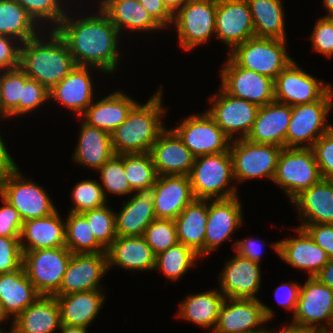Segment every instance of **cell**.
<instances>
[{"label":"cell","instance_id":"40","mask_svg":"<svg viewBox=\"0 0 333 333\" xmlns=\"http://www.w3.org/2000/svg\"><path fill=\"white\" fill-rule=\"evenodd\" d=\"M42 31L16 0H0V35L18 40L22 44Z\"/></svg>","mask_w":333,"mask_h":333},{"label":"cell","instance_id":"14","mask_svg":"<svg viewBox=\"0 0 333 333\" xmlns=\"http://www.w3.org/2000/svg\"><path fill=\"white\" fill-rule=\"evenodd\" d=\"M211 106L206 112L231 139H244L250 133L259 106L247 100L229 95L221 86L209 97Z\"/></svg>","mask_w":333,"mask_h":333},{"label":"cell","instance_id":"3","mask_svg":"<svg viewBox=\"0 0 333 333\" xmlns=\"http://www.w3.org/2000/svg\"><path fill=\"white\" fill-rule=\"evenodd\" d=\"M163 86L144 103L138 102L127 119L112 133L115 155L149 153L158 136L167 128L163 122L168 108L164 106Z\"/></svg>","mask_w":333,"mask_h":333},{"label":"cell","instance_id":"26","mask_svg":"<svg viewBox=\"0 0 333 333\" xmlns=\"http://www.w3.org/2000/svg\"><path fill=\"white\" fill-rule=\"evenodd\" d=\"M95 2L97 3L94 4H98L99 9L115 25L121 36L130 32L156 33L164 30L138 0H96Z\"/></svg>","mask_w":333,"mask_h":333},{"label":"cell","instance_id":"39","mask_svg":"<svg viewBox=\"0 0 333 333\" xmlns=\"http://www.w3.org/2000/svg\"><path fill=\"white\" fill-rule=\"evenodd\" d=\"M256 37L287 40L283 0H247Z\"/></svg>","mask_w":333,"mask_h":333},{"label":"cell","instance_id":"8","mask_svg":"<svg viewBox=\"0 0 333 333\" xmlns=\"http://www.w3.org/2000/svg\"><path fill=\"white\" fill-rule=\"evenodd\" d=\"M20 169L17 167L0 180V195L18 210L23 222L56 212L58 208L47 190Z\"/></svg>","mask_w":333,"mask_h":333},{"label":"cell","instance_id":"47","mask_svg":"<svg viewBox=\"0 0 333 333\" xmlns=\"http://www.w3.org/2000/svg\"><path fill=\"white\" fill-rule=\"evenodd\" d=\"M73 206L69 212L83 213L100 208L110 201L105 198L99 180L84 179L75 184L71 191Z\"/></svg>","mask_w":333,"mask_h":333},{"label":"cell","instance_id":"10","mask_svg":"<svg viewBox=\"0 0 333 333\" xmlns=\"http://www.w3.org/2000/svg\"><path fill=\"white\" fill-rule=\"evenodd\" d=\"M216 10L217 0H191L173 15L171 27L182 50L189 52L210 42L215 36Z\"/></svg>","mask_w":333,"mask_h":333},{"label":"cell","instance_id":"59","mask_svg":"<svg viewBox=\"0 0 333 333\" xmlns=\"http://www.w3.org/2000/svg\"><path fill=\"white\" fill-rule=\"evenodd\" d=\"M152 18L165 30L171 27L173 14L164 6L162 0H138Z\"/></svg>","mask_w":333,"mask_h":333},{"label":"cell","instance_id":"60","mask_svg":"<svg viewBox=\"0 0 333 333\" xmlns=\"http://www.w3.org/2000/svg\"><path fill=\"white\" fill-rule=\"evenodd\" d=\"M4 140L0 131V180L19 166L13 156H11L10 151H8L7 143Z\"/></svg>","mask_w":333,"mask_h":333},{"label":"cell","instance_id":"5","mask_svg":"<svg viewBox=\"0 0 333 333\" xmlns=\"http://www.w3.org/2000/svg\"><path fill=\"white\" fill-rule=\"evenodd\" d=\"M321 179L312 148H282L272 182L287 195L290 202Z\"/></svg>","mask_w":333,"mask_h":333},{"label":"cell","instance_id":"53","mask_svg":"<svg viewBox=\"0 0 333 333\" xmlns=\"http://www.w3.org/2000/svg\"><path fill=\"white\" fill-rule=\"evenodd\" d=\"M23 263L19 237L0 236V274L18 270Z\"/></svg>","mask_w":333,"mask_h":333},{"label":"cell","instance_id":"22","mask_svg":"<svg viewBox=\"0 0 333 333\" xmlns=\"http://www.w3.org/2000/svg\"><path fill=\"white\" fill-rule=\"evenodd\" d=\"M292 229L297 233L294 237L270 243V247L287 265L306 271L308 277H314L329 261V257L305 229Z\"/></svg>","mask_w":333,"mask_h":333},{"label":"cell","instance_id":"7","mask_svg":"<svg viewBox=\"0 0 333 333\" xmlns=\"http://www.w3.org/2000/svg\"><path fill=\"white\" fill-rule=\"evenodd\" d=\"M333 109V87L318 101L291 106L286 147L311 148L314 142L333 128L328 115Z\"/></svg>","mask_w":333,"mask_h":333},{"label":"cell","instance_id":"4","mask_svg":"<svg viewBox=\"0 0 333 333\" xmlns=\"http://www.w3.org/2000/svg\"><path fill=\"white\" fill-rule=\"evenodd\" d=\"M189 178L195 199H226L239 195L237 185L232 183L235 180L229 151L195 157Z\"/></svg>","mask_w":333,"mask_h":333},{"label":"cell","instance_id":"20","mask_svg":"<svg viewBox=\"0 0 333 333\" xmlns=\"http://www.w3.org/2000/svg\"><path fill=\"white\" fill-rule=\"evenodd\" d=\"M93 69V70H92ZM93 71V72H92ZM94 71L97 68L76 65L68 75L49 90V101L57 102L74 116L80 117L94 101Z\"/></svg>","mask_w":333,"mask_h":333},{"label":"cell","instance_id":"51","mask_svg":"<svg viewBox=\"0 0 333 333\" xmlns=\"http://www.w3.org/2000/svg\"><path fill=\"white\" fill-rule=\"evenodd\" d=\"M310 34L308 38L311 40L313 52L331 59L333 57V22L329 17H318Z\"/></svg>","mask_w":333,"mask_h":333},{"label":"cell","instance_id":"29","mask_svg":"<svg viewBox=\"0 0 333 333\" xmlns=\"http://www.w3.org/2000/svg\"><path fill=\"white\" fill-rule=\"evenodd\" d=\"M137 103L135 98L117 89L97 101L94 100L80 118L86 124L111 134L127 119L128 114Z\"/></svg>","mask_w":333,"mask_h":333},{"label":"cell","instance_id":"35","mask_svg":"<svg viewBox=\"0 0 333 333\" xmlns=\"http://www.w3.org/2000/svg\"><path fill=\"white\" fill-rule=\"evenodd\" d=\"M224 299L225 296L217 288L205 290L201 293H189L178 304V311L175 316L177 319L181 318L194 324V326L201 327L203 330L207 329V332L211 333L216 326Z\"/></svg>","mask_w":333,"mask_h":333},{"label":"cell","instance_id":"46","mask_svg":"<svg viewBox=\"0 0 333 333\" xmlns=\"http://www.w3.org/2000/svg\"><path fill=\"white\" fill-rule=\"evenodd\" d=\"M124 169L133 192L155 184L158 177L150 153L124 154Z\"/></svg>","mask_w":333,"mask_h":333},{"label":"cell","instance_id":"17","mask_svg":"<svg viewBox=\"0 0 333 333\" xmlns=\"http://www.w3.org/2000/svg\"><path fill=\"white\" fill-rule=\"evenodd\" d=\"M220 86L229 94L264 106L275 101L274 80L238 66L228 55L220 70Z\"/></svg>","mask_w":333,"mask_h":333},{"label":"cell","instance_id":"11","mask_svg":"<svg viewBox=\"0 0 333 333\" xmlns=\"http://www.w3.org/2000/svg\"><path fill=\"white\" fill-rule=\"evenodd\" d=\"M273 317V308L261 299L225 298L211 333H263Z\"/></svg>","mask_w":333,"mask_h":333},{"label":"cell","instance_id":"30","mask_svg":"<svg viewBox=\"0 0 333 333\" xmlns=\"http://www.w3.org/2000/svg\"><path fill=\"white\" fill-rule=\"evenodd\" d=\"M291 119V106L273 101L260 106L246 139L262 144L286 147V133Z\"/></svg>","mask_w":333,"mask_h":333},{"label":"cell","instance_id":"62","mask_svg":"<svg viewBox=\"0 0 333 333\" xmlns=\"http://www.w3.org/2000/svg\"><path fill=\"white\" fill-rule=\"evenodd\" d=\"M287 324V325H286ZM285 325L282 324L279 330H271L268 327H265L263 333H308L310 330L300 327L296 324L286 323ZM268 328V329H267ZM275 331V332H274Z\"/></svg>","mask_w":333,"mask_h":333},{"label":"cell","instance_id":"15","mask_svg":"<svg viewBox=\"0 0 333 333\" xmlns=\"http://www.w3.org/2000/svg\"><path fill=\"white\" fill-rule=\"evenodd\" d=\"M172 130L195 157L227 152L230 149L232 140L206 110L188 115L180 123L177 122Z\"/></svg>","mask_w":333,"mask_h":333},{"label":"cell","instance_id":"28","mask_svg":"<svg viewBox=\"0 0 333 333\" xmlns=\"http://www.w3.org/2000/svg\"><path fill=\"white\" fill-rule=\"evenodd\" d=\"M194 199L189 176L159 175L157 177L153 203L157 219L174 220Z\"/></svg>","mask_w":333,"mask_h":333},{"label":"cell","instance_id":"50","mask_svg":"<svg viewBox=\"0 0 333 333\" xmlns=\"http://www.w3.org/2000/svg\"><path fill=\"white\" fill-rule=\"evenodd\" d=\"M49 102V90L35 79L28 78L23 84L19 99V118L34 113Z\"/></svg>","mask_w":333,"mask_h":333},{"label":"cell","instance_id":"34","mask_svg":"<svg viewBox=\"0 0 333 333\" xmlns=\"http://www.w3.org/2000/svg\"><path fill=\"white\" fill-rule=\"evenodd\" d=\"M299 225L333 224V181L321 179L293 201Z\"/></svg>","mask_w":333,"mask_h":333},{"label":"cell","instance_id":"25","mask_svg":"<svg viewBox=\"0 0 333 333\" xmlns=\"http://www.w3.org/2000/svg\"><path fill=\"white\" fill-rule=\"evenodd\" d=\"M149 153L158 176H189L195 160V156L171 128H166L158 136Z\"/></svg>","mask_w":333,"mask_h":333},{"label":"cell","instance_id":"1","mask_svg":"<svg viewBox=\"0 0 333 333\" xmlns=\"http://www.w3.org/2000/svg\"><path fill=\"white\" fill-rule=\"evenodd\" d=\"M81 1L78 0V6L74 4L76 7L71 5L73 11L68 10L55 31L68 45L76 65L94 67L107 75L114 74L120 66V42L124 36L97 5L91 4L89 9H96L87 13L84 7L88 5L85 2L86 6L82 7ZM76 8L80 11L74 10Z\"/></svg>","mask_w":333,"mask_h":333},{"label":"cell","instance_id":"56","mask_svg":"<svg viewBox=\"0 0 333 333\" xmlns=\"http://www.w3.org/2000/svg\"><path fill=\"white\" fill-rule=\"evenodd\" d=\"M297 227L305 229L315 243L327 253L329 259H333V224L297 225Z\"/></svg>","mask_w":333,"mask_h":333},{"label":"cell","instance_id":"57","mask_svg":"<svg viewBox=\"0 0 333 333\" xmlns=\"http://www.w3.org/2000/svg\"><path fill=\"white\" fill-rule=\"evenodd\" d=\"M300 287L301 284L291 281L283 282V284L277 286L273 291L277 305L282 306L286 311H291L293 314L298 302Z\"/></svg>","mask_w":333,"mask_h":333},{"label":"cell","instance_id":"63","mask_svg":"<svg viewBox=\"0 0 333 333\" xmlns=\"http://www.w3.org/2000/svg\"><path fill=\"white\" fill-rule=\"evenodd\" d=\"M191 0H162L164 6L174 15Z\"/></svg>","mask_w":333,"mask_h":333},{"label":"cell","instance_id":"48","mask_svg":"<svg viewBox=\"0 0 333 333\" xmlns=\"http://www.w3.org/2000/svg\"><path fill=\"white\" fill-rule=\"evenodd\" d=\"M108 203L100 208L81 213L89 223L96 241L107 250L117 237L115 211ZM112 208V209H111Z\"/></svg>","mask_w":333,"mask_h":333},{"label":"cell","instance_id":"45","mask_svg":"<svg viewBox=\"0 0 333 333\" xmlns=\"http://www.w3.org/2000/svg\"><path fill=\"white\" fill-rule=\"evenodd\" d=\"M96 173L99 174V182L106 199L110 193L121 197H129L134 193L125 174L124 154L114 155Z\"/></svg>","mask_w":333,"mask_h":333},{"label":"cell","instance_id":"19","mask_svg":"<svg viewBox=\"0 0 333 333\" xmlns=\"http://www.w3.org/2000/svg\"><path fill=\"white\" fill-rule=\"evenodd\" d=\"M255 36L247 0H217L215 38L225 44L227 54Z\"/></svg>","mask_w":333,"mask_h":333},{"label":"cell","instance_id":"61","mask_svg":"<svg viewBox=\"0 0 333 333\" xmlns=\"http://www.w3.org/2000/svg\"><path fill=\"white\" fill-rule=\"evenodd\" d=\"M314 277L333 290V259H329L325 266Z\"/></svg>","mask_w":333,"mask_h":333},{"label":"cell","instance_id":"70","mask_svg":"<svg viewBox=\"0 0 333 333\" xmlns=\"http://www.w3.org/2000/svg\"><path fill=\"white\" fill-rule=\"evenodd\" d=\"M330 333H333V323L331 325V328L328 330Z\"/></svg>","mask_w":333,"mask_h":333},{"label":"cell","instance_id":"23","mask_svg":"<svg viewBox=\"0 0 333 333\" xmlns=\"http://www.w3.org/2000/svg\"><path fill=\"white\" fill-rule=\"evenodd\" d=\"M107 273L106 252L72 254L60 289L54 295L105 289L101 281Z\"/></svg>","mask_w":333,"mask_h":333},{"label":"cell","instance_id":"24","mask_svg":"<svg viewBox=\"0 0 333 333\" xmlns=\"http://www.w3.org/2000/svg\"><path fill=\"white\" fill-rule=\"evenodd\" d=\"M122 207L115 210L117 236H143L146 228L156 219L154 213L155 184L136 190Z\"/></svg>","mask_w":333,"mask_h":333},{"label":"cell","instance_id":"33","mask_svg":"<svg viewBox=\"0 0 333 333\" xmlns=\"http://www.w3.org/2000/svg\"><path fill=\"white\" fill-rule=\"evenodd\" d=\"M59 211L23 222L20 233L22 252L65 246V219Z\"/></svg>","mask_w":333,"mask_h":333},{"label":"cell","instance_id":"27","mask_svg":"<svg viewBox=\"0 0 333 333\" xmlns=\"http://www.w3.org/2000/svg\"><path fill=\"white\" fill-rule=\"evenodd\" d=\"M108 272L112 267L124 271H154L156 255L144 236H117L106 250Z\"/></svg>","mask_w":333,"mask_h":333},{"label":"cell","instance_id":"68","mask_svg":"<svg viewBox=\"0 0 333 333\" xmlns=\"http://www.w3.org/2000/svg\"><path fill=\"white\" fill-rule=\"evenodd\" d=\"M308 333H330V332L329 331H322V330L321 331H319V330L316 331L315 330V331H309Z\"/></svg>","mask_w":333,"mask_h":333},{"label":"cell","instance_id":"2","mask_svg":"<svg viewBox=\"0 0 333 333\" xmlns=\"http://www.w3.org/2000/svg\"><path fill=\"white\" fill-rule=\"evenodd\" d=\"M76 66L68 45L55 30H43L21 44L20 68L50 90Z\"/></svg>","mask_w":333,"mask_h":333},{"label":"cell","instance_id":"44","mask_svg":"<svg viewBox=\"0 0 333 333\" xmlns=\"http://www.w3.org/2000/svg\"><path fill=\"white\" fill-rule=\"evenodd\" d=\"M29 77L20 68L2 72L0 78V119H19V99Z\"/></svg>","mask_w":333,"mask_h":333},{"label":"cell","instance_id":"52","mask_svg":"<svg viewBox=\"0 0 333 333\" xmlns=\"http://www.w3.org/2000/svg\"><path fill=\"white\" fill-rule=\"evenodd\" d=\"M311 148L322 179L333 181V128L320 136Z\"/></svg>","mask_w":333,"mask_h":333},{"label":"cell","instance_id":"65","mask_svg":"<svg viewBox=\"0 0 333 333\" xmlns=\"http://www.w3.org/2000/svg\"><path fill=\"white\" fill-rule=\"evenodd\" d=\"M9 320H10V318L4 312L3 306L1 305V302H0V329H3L4 327L2 325H4V324L6 325L7 321L10 322ZM1 326H2V328H1Z\"/></svg>","mask_w":333,"mask_h":333},{"label":"cell","instance_id":"21","mask_svg":"<svg viewBox=\"0 0 333 333\" xmlns=\"http://www.w3.org/2000/svg\"><path fill=\"white\" fill-rule=\"evenodd\" d=\"M218 274L219 291L225 298L258 299L261 289V264L234 254Z\"/></svg>","mask_w":333,"mask_h":333},{"label":"cell","instance_id":"58","mask_svg":"<svg viewBox=\"0 0 333 333\" xmlns=\"http://www.w3.org/2000/svg\"><path fill=\"white\" fill-rule=\"evenodd\" d=\"M233 242L232 248L234 253H238L239 255L258 263L262 262V248L264 241L250 236L246 239L243 238V240H233Z\"/></svg>","mask_w":333,"mask_h":333},{"label":"cell","instance_id":"55","mask_svg":"<svg viewBox=\"0 0 333 333\" xmlns=\"http://www.w3.org/2000/svg\"><path fill=\"white\" fill-rule=\"evenodd\" d=\"M20 49L21 43L18 40L0 35V71L20 66Z\"/></svg>","mask_w":333,"mask_h":333},{"label":"cell","instance_id":"16","mask_svg":"<svg viewBox=\"0 0 333 333\" xmlns=\"http://www.w3.org/2000/svg\"><path fill=\"white\" fill-rule=\"evenodd\" d=\"M333 86L308 73L294 59L274 80L275 101L289 106L320 100Z\"/></svg>","mask_w":333,"mask_h":333},{"label":"cell","instance_id":"54","mask_svg":"<svg viewBox=\"0 0 333 333\" xmlns=\"http://www.w3.org/2000/svg\"><path fill=\"white\" fill-rule=\"evenodd\" d=\"M0 236L20 237L23 219L18 210L0 195Z\"/></svg>","mask_w":333,"mask_h":333},{"label":"cell","instance_id":"66","mask_svg":"<svg viewBox=\"0 0 333 333\" xmlns=\"http://www.w3.org/2000/svg\"><path fill=\"white\" fill-rule=\"evenodd\" d=\"M323 7L327 11V13L324 16H328L333 12V0H322Z\"/></svg>","mask_w":333,"mask_h":333},{"label":"cell","instance_id":"67","mask_svg":"<svg viewBox=\"0 0 333 333\" xmlns=\"http://www.w3.org/2000/svg\"><path fill=\"white\" fill-rule=\"evenodd\" d=\"M0 333H16L15 329L12 325V322H11L10 328L8 330L6 328L0 329Z\"/></svg>","mask_w":333,"mask_h":333},{"label":"cell","instance_id":"37","mask_svg":"<svg viewBox=\"0 0 333 333\" xmlns=\"http://www.w3.org/2000/svg\"><path fill=\"white\" fill-rule=\"evenodd\" d=\"M12 325L16 333L57 332L61 317L55 296H40L12 321Z\"/></svg>","mask_w":333,"mask_h":333},{"label":"cell","instance_id":"69","mask_svg":"<svg viewBox=\"0 0 333 333\" xmlns=\"http://www.w3.org/2000/svg\"><path fill=\"white\" fill-rule=\"evenodd\" d=\"M329 19L333 22V12L328 15Z\"/></svg>","mask_w":333,"mask_h":333},{"label":"cell","instance_id":"41","mask_svg":"<svg viewBox=\"0 0 333 333\" xmlns=\"http://www.w3.org/2000/svg\"><path fill=\"white\" fill-rule=\"evenodd\" d=\"M199 260L201 258L192 249L182 243H177L156 255L154 270L161 271L168 281H179L189 269L197 267Z\"/></svg>","mask_w":333,"mask_h":333},{"label":"cell","instance_id":"6","mask_svg":"<svg viewBox=\"0 0 333 333\" xmlns=\"http://www.w3.org/2000/svg\"><path fill=\"white\" fill-rule=\"evenodd\" d=\"M287 40L252 37L227 54L238 66L275 80L293 60L287 51Z\"/></svg>","mask_w":333,"mask_h":333},{"label":"cell","instance_id":"32","mask_svg":"<svg viewBox=\"0 0 333 333\" xmlns=\"http://www.w3.org/2000/svg\"><path fill=\"white\" fill-rule=\"evenodd\" d=\"M105 292V289H95L66 295H53L59 304L61 323L89 328L104 307L105 300H107Z\"/></svg>","mask_w":333,"mask_h":333},{"label":"cell","instance_id":"12","mask_svg":"<svg viewBox=\"0 0 333 333\" xmlns=\"http://www.w3.org/2000/svg\"><path fill=\"white\" fill-rule=\"evenodd\" d=\"M292 317L291 324L310 331H328L333 323V290L317 278L307 276Z\"/></svg>","mask_w":333,"mask_h":333},{"label":"cell","instance_id":"18","mask_svg":"<svg viewBox=\"0 0 333 333\" xmlns=\"http://www.w3.org/2000/svg\"><path fill=\"white\" fill-rule=\"evenodd\" d=\"M240 196L208 199V218L204 239V257L211 255L244 225Z\"/></svg>","mask_w":333,"mask_h":333},{"label":"cell","instance_id":"43","mask_svg":"<svg viewBox=\"0 0 333 333\" xmlns=\"http://www.w3.org/2000/svg\"><path fill=\"white\" fill-rule=\"evenodd\" d=\"M16 1L24 7L26 12L43 30H55L76 0H71L72 2L70 0Z\"/></svg>","mask_w":333,"mask_h":333},{"label":"cell","instance_id":"38","mask_svg":"<svg viewBox=\"0 0 333 333\" xmlns=\"http://www.w3.org/2000/svg\"><path fill=\"white\" fill-rule=\"evenodd\" d=\"M208 218V199H194L174 219L179 243L204 258V239Z\"/></svg>","mask_w":333,"mask_h":333},{"label":"cell","instance_id":"13","mask_svg":"<svg viewBox=\"0 0 333 333\" xmlns=\"http://www.w3.org/2000/svg\"><path fill=\"white\" fill-rule=\"evenodd\" d=\"M22 253V265L30 282L41 295L53 296L60 289L73 253L66 246Z\"/></svg>","mask_w":333,"mask_h":333},{"label":"cell","instance_id":"64","mask_svg":"<svg viewBox=\"0 0 333 333\" xmlns=\"http://www.w3.org/2000/svg\"><path fill=\"white\" fill-rule=\"evenodd\" d=\"M88 328L82 326H69L61 323L58 333H89Z\"/></svg>","mask_w":333,"mask_h":333},{"label":"cell","instance_id":"49","mask_svg":"<svg viewBox=\"0 0 333 333\" xmlns=\"http://www.w3.org/2000/svg\"><path fill=\"white\" fill-rule=\"evenodd\" d=\"M144 238L155 255L179 243L174 220L155 219L146 228Z\"/></svg>","mask_w":333,"mask_h":333},{"label":"cell","instance_id":"9","mask_svg":"<svg viewBox=\"0 0 333 333\" xmlns=\"http://www.w3.org/2000/svg\"><path fill=\"white\" fill-rule=\"evenodd\" d=\"M281 150L280 146L255 143L246 138L232 140L229 152L235 183L258 178L273 181Z\"/></svg>","mask_w":333,"mask_h":333},{"label":"cell","instance_id":"42","mask_svg":"<svg viewBox=\"0 0 333 333\" xmlns=\"http://www.w3.org/2000/svg\"><path fill=\"white\" fill-rule=\"evenodd\" d=\"M65 246L73 254L106 252L96 241L87 219L81 213L68 212L66 216Z\"/></svg>","mask_w":333,"mask_h":333},{"label":"cell","instance_id":"36","mask_svg":"<svg viewBox=\"0 0 333 333\" xmlns=\"http://www.w3.org/2000/svg\"><path fill=\"white\" fill-rule=\"evenodd\" d=\"M40 296L23 265L13 272L0 274V302L12 321Z\"/></svg>","mask_w":333,"mask_h":333},{"label":"cell","instance_id":"31","mask_svg":"<svg viewBox=\"0 0 333 333\" xmlns=\"http://www.w3.org/2000/svg\"><path fill=\"white\" fill-rule=\"evenodd\" d=\"M77 119L81 120V123L72 159L78 166H84L96 172L115 155L111 134L86 124L80 117Z\"/></svg>","mask_w":333,"mask_h":333}]
</instances>
